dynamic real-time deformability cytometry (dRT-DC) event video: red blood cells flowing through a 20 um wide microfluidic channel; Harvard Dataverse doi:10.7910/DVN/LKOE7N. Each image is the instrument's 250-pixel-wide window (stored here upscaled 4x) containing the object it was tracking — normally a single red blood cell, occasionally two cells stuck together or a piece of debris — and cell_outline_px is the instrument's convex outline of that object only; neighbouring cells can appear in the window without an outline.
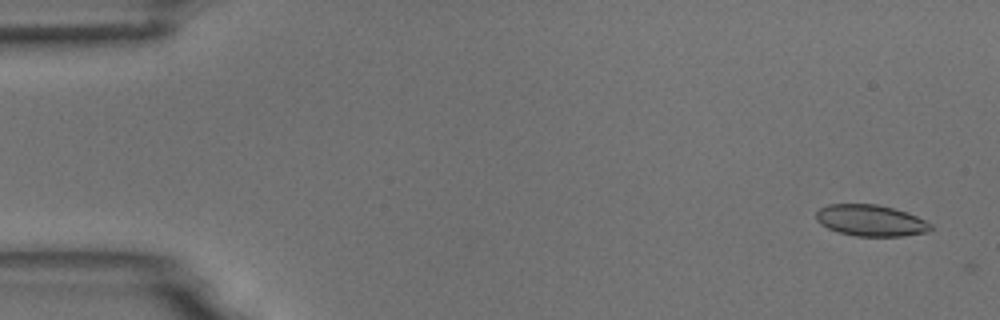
{"species": "common noctule bat (a hibernating species)", "species_latin": "Nyctalus noctula", "temperature_condition": "room temperature", "stored_images_in_passage": 3, "camera_frame_rate_fps": 3000, "um_per_image_px": 0.085, "animal": {"sex": "male", "body_mass_g": 18.8}, "frame": {"image": 1, "passage_image": 1, "time_ms": 0.0, "image_size_px": [1000, 320], "cell_outline_px": [[932, 228], [928, 232], [904, 236], [856, 236], [840, 232], [828, 228], [820, 224], [816, 220], [816, 212], [820, 208], [828, 204], [876, 204], [892, 208], [916, 216], [932, 224]], "centroid_in_image_um": [74.0, 18.74], "position_along_channel_um": 11.0, "area_um2": 20.81}}